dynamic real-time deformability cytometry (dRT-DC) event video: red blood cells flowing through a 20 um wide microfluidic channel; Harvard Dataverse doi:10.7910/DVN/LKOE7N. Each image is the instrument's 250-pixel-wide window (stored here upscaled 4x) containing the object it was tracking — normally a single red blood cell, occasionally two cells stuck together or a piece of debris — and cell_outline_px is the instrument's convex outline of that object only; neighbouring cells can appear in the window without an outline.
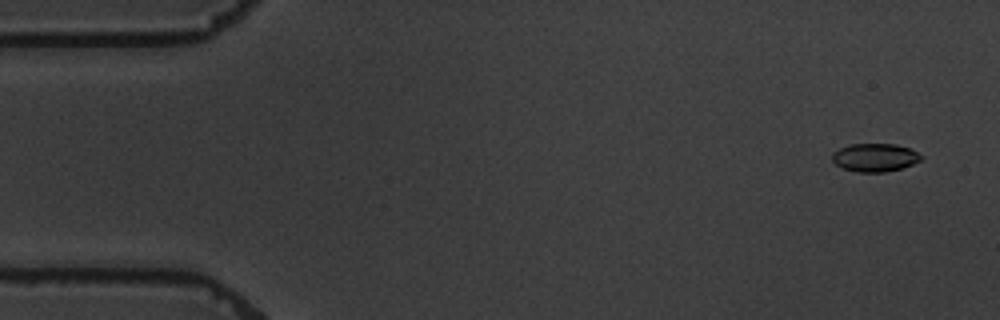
{"species": "common noctule bat (a hibernating species)", "species_latin": "Nyctalus noctula", "temperature_condition": "warm", "stored_images_in_passage": 6, "camera_frame_rate_fps": 3000, "um_per_image_px": 0.085, "animal": {"sex": "male", "body_mass_g": 19.5, "forearm_length_mm": 54.6}, "frame": {"image": 1, "passage_image": 1, "time_ms": 0.0, "image_size_px": [1000, 320], "cell_outline_px": [[924, 160], [900, 168], [884, 172], [856, 172], [844, 168], [836, 164], [832, 160], [832, 152], [840, 148], [852, 144], [896, 144], [908, 148], [924, 156]], "centroid_in_image_um": [74.38, 13.38], "position_along_channel_um": 10.6, "area_um2": 14.57}}
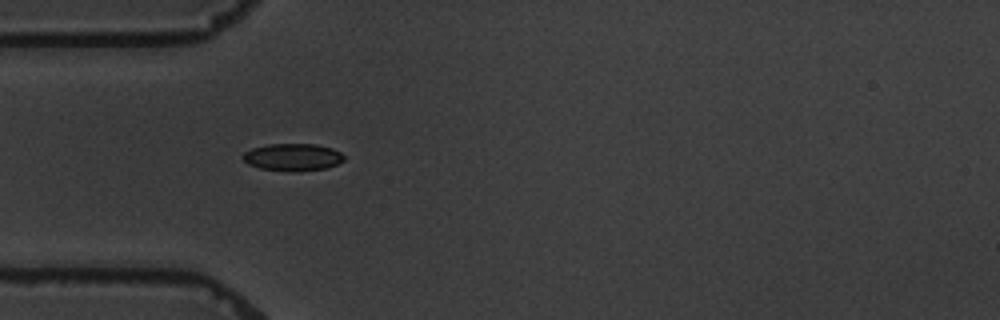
{"frame": {"image": 2, "passage_image": 5, "time_ms": 4.667, "image_size_px": [1000, 320], "cell_outline_px": [[344, 160], [336, 164], [324, 168], [260, 168], [248, 164], [240, 156], [244, 152], [252, 148], [268, 144], [316, 144], [332, 148], [340, 152], [344, 156]], "centroid_in_image_um": [24.85, 13.29], "position_along_channel_um": 60.1, "area_um2": 15.14}}
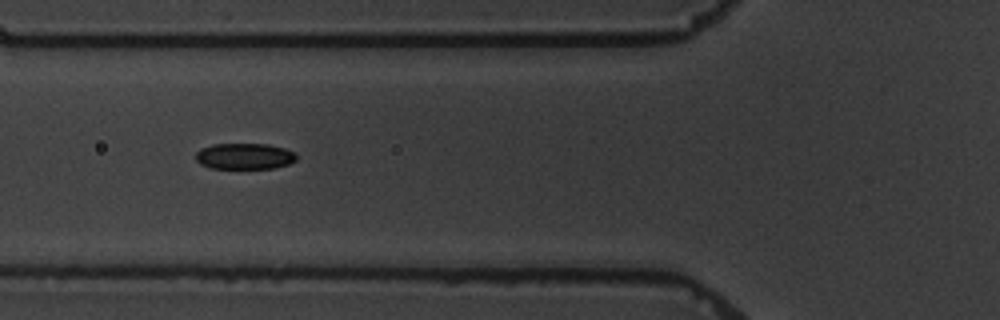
{"frame": {"image": 3, "passage_image": 6, "time_ms": 6.0, "image_size_px": [1000, 320], "cell_outline_px": [[296, 160], [288, 164], [276, 168], [212, 168], [200, 164], [196, 160], [196, 152], [200, 148], [212, 144], [268, 144], [284, 148], [296, 152]], "centroid_in_image_um": [20.79, 13.27], "position_along_channel_um": 105.0, "area_um2": 15.37}}